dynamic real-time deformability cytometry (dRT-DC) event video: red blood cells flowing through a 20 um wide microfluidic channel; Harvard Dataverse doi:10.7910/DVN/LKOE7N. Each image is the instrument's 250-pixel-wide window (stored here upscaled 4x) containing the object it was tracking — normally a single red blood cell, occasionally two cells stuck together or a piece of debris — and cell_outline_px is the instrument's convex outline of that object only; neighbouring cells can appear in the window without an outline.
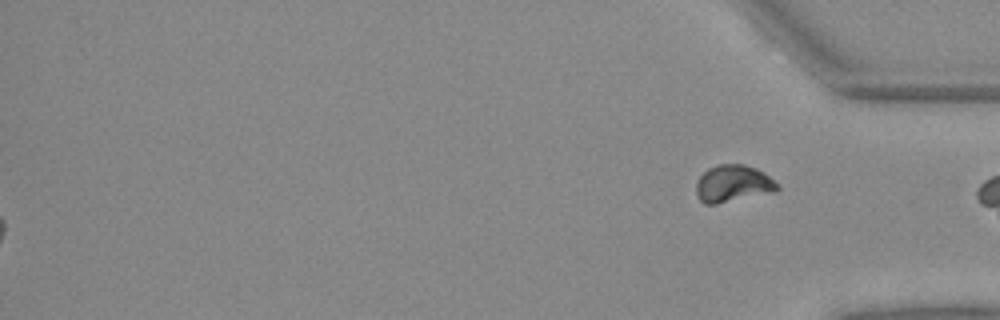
{"species": "Egyptian fruit bat (a non-hibernating species)", "species_latin": "Rousettus aegyptiacus", "temperature_condition": "warm", "stored_images_in_passage": 41, "segment_of_instrument_passage": [2, 2], "camera_frame_rate_fps": 3000, "um_per_image_px": 0.085, "animal": {"sex": "female"}, "frame": {"image": 1, "passage_image": 41, "time_ms": 13.333, "image_size_px": [1000, 320], "cell_outline_px": [[780, 188], [776, 192], [716, 204], [704, 204], [696, 196], [696, 180], [708, 168], [716, 164], [744, 164], [756, 168], [764, 172]], "centroid_in_image_um": [62.28, 15.61], "position_along_channel_um": 372.9, "area_um2": 17.69}}